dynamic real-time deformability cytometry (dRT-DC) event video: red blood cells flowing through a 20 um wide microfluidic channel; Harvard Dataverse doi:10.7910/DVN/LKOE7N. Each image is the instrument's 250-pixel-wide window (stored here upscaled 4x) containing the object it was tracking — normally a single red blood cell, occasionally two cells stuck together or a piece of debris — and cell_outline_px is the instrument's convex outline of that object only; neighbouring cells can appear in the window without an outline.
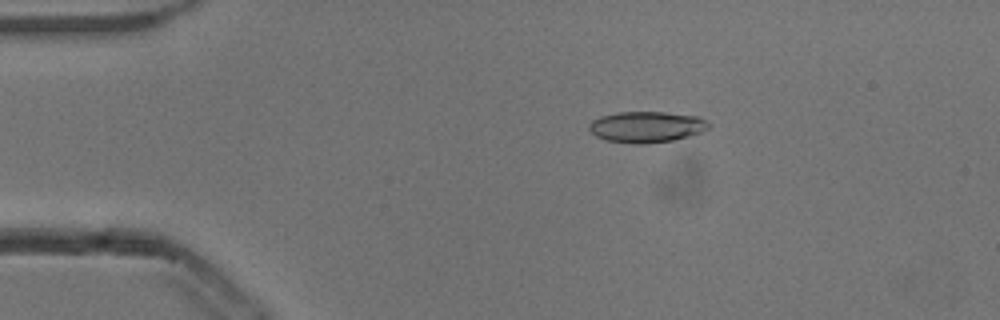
{"species": "common noctule bat (a hibernating species)", "species_latin": "Nyctalus noctula", "temperature_condition": "cold", "stored_images_in_passage": 52, "camera_frame_rate_fps": 3000, "um_per_image_px": 0.085, "animal": {"sex": "male", "body_mass_g": 13.3}, "frame": {"image": 1, "passage_image": 9, "time_ms": 2.667, "image_size_px": [1000, 320], "cell_outline_px": [[712, 124], [708, 128], [700, 132], [688, 136], [672, 140], [644, 144], [636, 144], [604, 140], [596, 136], [588, 128], [588, 124], [592, 120], [600, 116], [616, 112], [664, 112], [700, 116], [708, 120]], "centroid_in_image_um": [54.96, 10.78], "position_along_channel_um": 30.0, "area_um2": 21.85}}
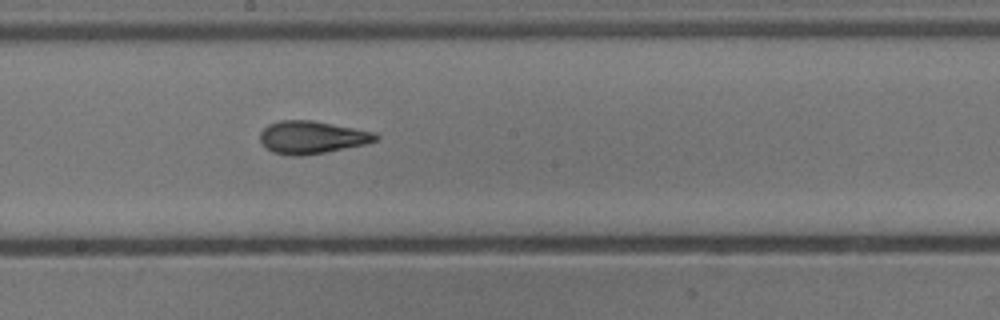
{"frame": {"image": 2, "passage_image": 28, "time_ms": 9.0, "image_size_px": [1000, 320], "cell_outline_px": [[380, 136], [376, 140], [364, 144], [324, 152], [300, 156], [292, 156], [272, 152], [264, 148], [260, 140], [260, 132], [268, 124], [280, 120], [312, 120], [376, 132]], "centroid_in_image_um": [26.47, 11.66], "position_along_channel_um": 221.7, "area_um2": 22.02}}
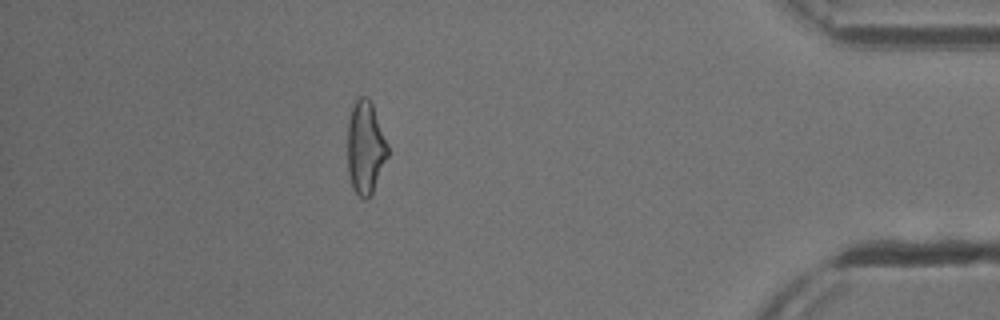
{"frame": {"image": 3, "passage_image": 46, "time_ms": 15.0, "image_size_px": [1000, 320], "cell_outline_px": [[388, 156], [372, 192], [368, 200], [364, 200], [352, 188], [348, 172], [348, 120], [352, 104], [360, 96], [368, 96], [372, 104], [388, 144]], "centroid_in_image_um": [31.05, 12.53], "position_along_channel_um": 404.1, "area_um2": 21.79}, "authors_computed_cell_mechanics": {"area_um2": 21.675, "velocity_mm_per_s": 3.8456, "shape_relaxation_time_tau1_ms": 7.2832, "shape_relaxation_time_tau2_ms": 1.8844, "deformation_change_tau1": 0.2159, "deformation_change_tau2": 0.0877}}